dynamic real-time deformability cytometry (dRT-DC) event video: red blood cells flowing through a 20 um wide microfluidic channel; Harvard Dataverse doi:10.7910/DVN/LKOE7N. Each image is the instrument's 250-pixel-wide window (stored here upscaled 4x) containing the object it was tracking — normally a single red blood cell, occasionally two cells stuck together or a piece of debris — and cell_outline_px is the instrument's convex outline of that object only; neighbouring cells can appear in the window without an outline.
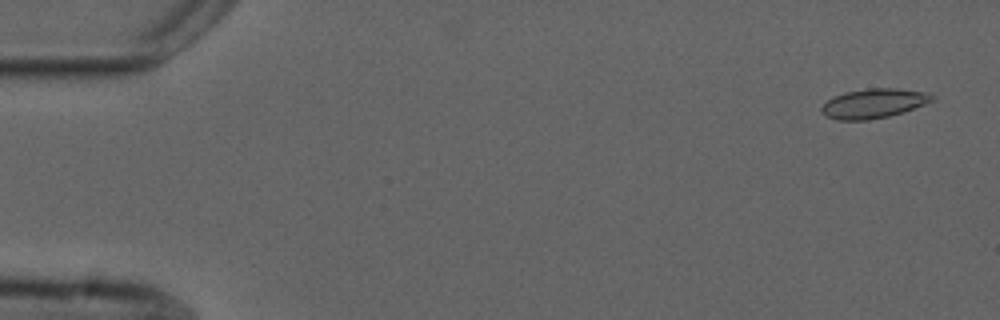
{"species": "common noctule bat (a hibernating species)", "species_latin": "Nyctalus noctula", "temperature_condition": "cold", "stored_images_in_passage": 4, "camera_frame_rate_fps": 3000, "um_per_image_px": 0.085, "animal": {"sex": "male", "forearm_length_mm": 52.5}, "frame": {"image": 1, "passage_image": 1, "time_ms": 0.0, "image_size_px": [1000, 320], "cell_outline_px": [[936, 96], [932, 100], [924, 104], [904, 112], [888, 116], [868, 120], [836, 120], [824, 116], [820, 112], [820, 108], [828, 100], [844, 92], [868, 88], [896, 88], [924, 92]], "centroid_in_image_um": [74.22, 8.8], "position_along_channel_um": 10.8, "area_um2": 18.96}}